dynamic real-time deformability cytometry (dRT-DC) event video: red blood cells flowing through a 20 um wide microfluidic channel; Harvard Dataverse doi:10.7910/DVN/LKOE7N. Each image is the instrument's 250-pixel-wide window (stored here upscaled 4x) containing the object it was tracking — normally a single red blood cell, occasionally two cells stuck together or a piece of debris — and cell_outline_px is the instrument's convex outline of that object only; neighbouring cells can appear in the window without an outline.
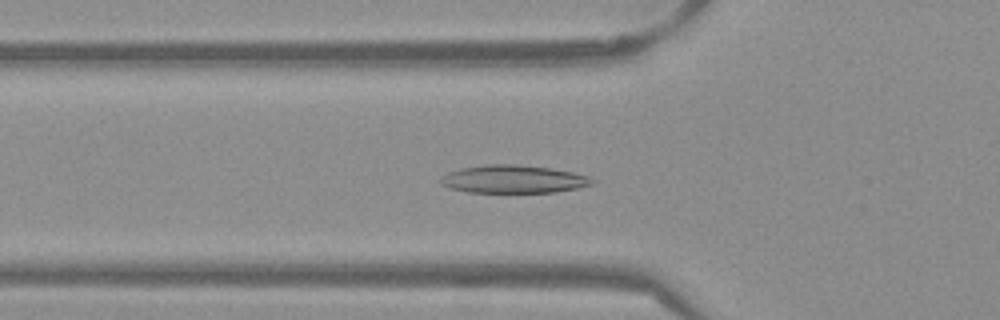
{"species": "Egyptian fruit bat (a non-hibernating species)", "species_latin": "Rousettus aegyptiacus", "temperature_condition": "warm", "stored_images_in_passage": 53, "camera_frame_rate_fps": 3000, "um_per_image_px": 0.085, "frame": {"image": 1, "passage_image": 18, "time_ms": 5.667, "image_size_px": [1000, 320], "cell_outline_px": [[596, 184], [556, 192], [468, 192], [448, 188], [440, 184], [436, 180], [440, 176], [448, 172], [460, 168], [488, 164], [516, 164], [548, 168], [572, 172], [588, 176], [596, 180]], "centroid_in_image_um": [43.59, 15.23], "position_along_channel_um": 82.2, "area_um2": 24.91}}
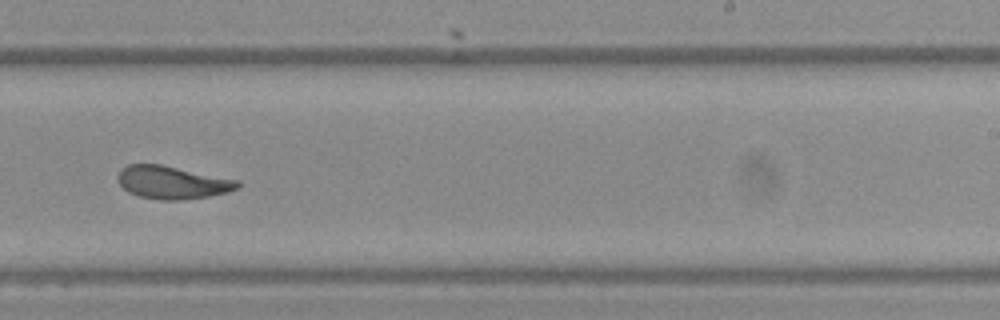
{"frame": {"image": 2, "passage_image": 33, "time_ms": 10.667, "image_size_px": [1000, 320], "cell_outline_px": [[240, 184], [236, 188], [228, 192], [208, 196], [180, 200], [160, 200], [140, 196], [128, 192], [116, 180], [116, 176], [120, 168], [128, 164], [160, 164], [240, 180]], "centroid_in_image_um": [14.61, 15.49], "position_along_channel_um": 274.4, "area_um2": 23.0}}
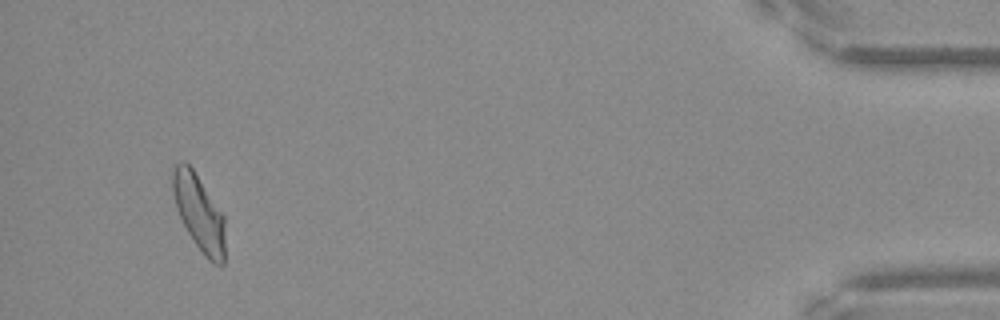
{"frame": {"image": 3, "passage_image": 50, "time_ms": 16.333, "image_size_px": [1000, 320], "cell_outline_px": [[224, 264], [220, 268], [212, 264], [204, 256], [188, 232], [176, 208], [172, 192], [172, 172], [176, 164], [180, 160], [184, 160], [192, 168], [224, 216]], "centroid_in_image_um": [16.91, 18.11], "position_along_channel_um": 418.3, "area_um2": 23.12}, "authors_computed_cell_mechanics": {"area_um2": 23.9292, "velocity_mm_per_s": 3.8288, "shape_relaxation_time_tau1_ms": 5.3289, "shape_relaxation_time_tau2_ms": 1.7974, "deformation_change_tau1": 0.1665, "deformation_change_tau2": 0.06}}